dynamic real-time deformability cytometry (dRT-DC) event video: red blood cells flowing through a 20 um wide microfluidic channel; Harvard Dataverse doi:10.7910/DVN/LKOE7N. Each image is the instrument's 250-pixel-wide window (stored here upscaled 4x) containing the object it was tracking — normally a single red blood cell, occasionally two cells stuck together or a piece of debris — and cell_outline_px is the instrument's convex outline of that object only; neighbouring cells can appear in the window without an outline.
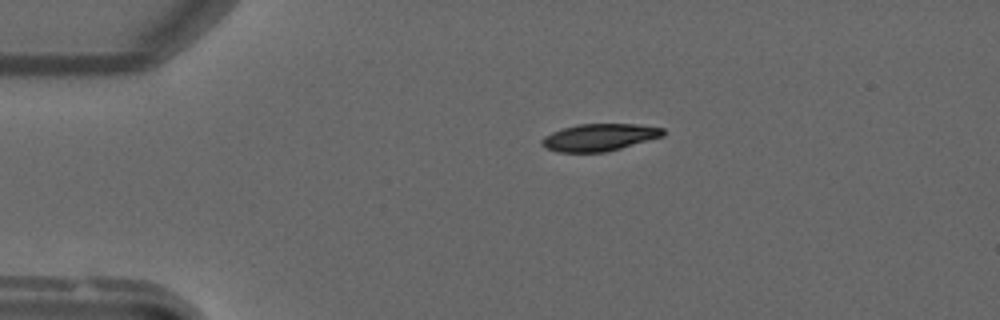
{"species": "common noctule bat (a hibernating species)", "species_latin": "Nyctalus noctula", "temperature_condition": "warm", "stored_images_in_passage": 50, "camera_frame_rate_fps": 3000, "um_per_image_px": 0.085, "animal": {"sex": "male", "forearm_length_mm": 52.5}, "frame": {"image": 1, "passage_image": 11, "time_ms": 3.333, "image_size_px": [1000, 320], "cell_outline_px": [[664, 136], [608, 152], [556, 152], [544, 148], [540, 144], [540, 140], [544, 136], [552, 132], [564, 128], [580, 124], [640, 124], [664, 128]], "centroid_in_image_um": [50.94, 11.68], "position_along_channel_um": 34.1, "area_um2": 19.42}}
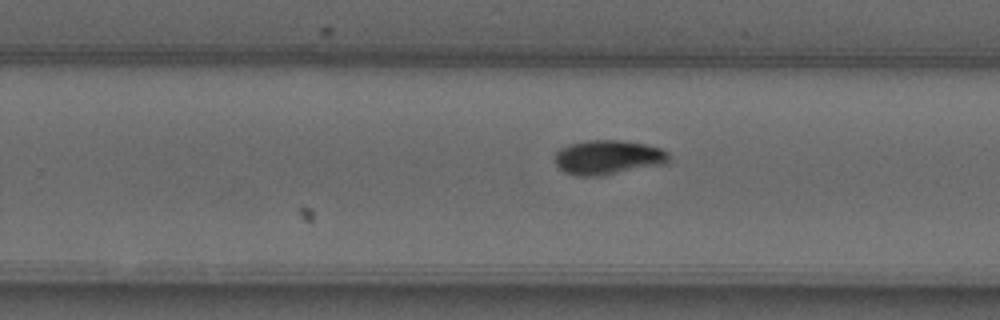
{"frame": {"image": 2, "passage_image": 32, "time_ms": 10.333, "image_size_px": [1000, 320], "cell_outline_px": [[668, 164], [600, 176], [576, 176], [564, 172], [556, 164], [556, 152], [560, 148], [568, 144], [588, 140], [620, 140], [644, 144], [660, 148], [668, 152]], "centroid_in_image_um": [51.69, 13.38], "position_along_channel_um": 278.1, "area_um2": 23.0}}
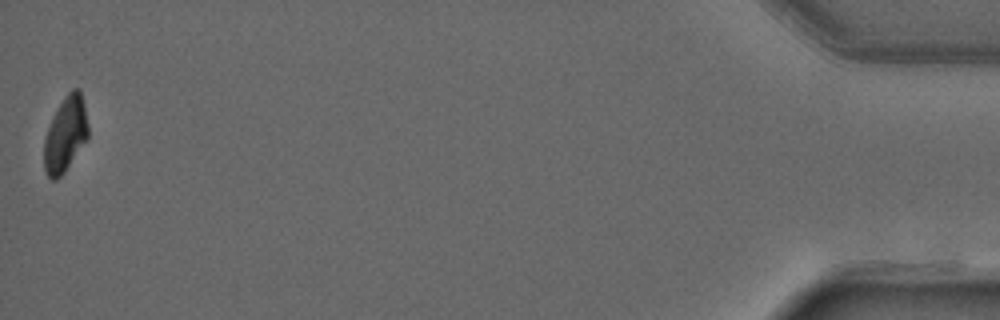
{"frame": {"image": 3, "passage_image": 50, "time_ms": 16.333, "image_size_px": [1000, 320], "cell_outline_px": [[88, 136], [64, 172], [56, 180], [52, 180], [48, 176], [44, 168], [44, 136], [52, 116], [64, 96], [72, 88], [80, 88], [88, 124]], "centroid_in_image_um": [5.54, 11.38], "position_along_channel_um": 429.7, "area_um2": 19.19}}